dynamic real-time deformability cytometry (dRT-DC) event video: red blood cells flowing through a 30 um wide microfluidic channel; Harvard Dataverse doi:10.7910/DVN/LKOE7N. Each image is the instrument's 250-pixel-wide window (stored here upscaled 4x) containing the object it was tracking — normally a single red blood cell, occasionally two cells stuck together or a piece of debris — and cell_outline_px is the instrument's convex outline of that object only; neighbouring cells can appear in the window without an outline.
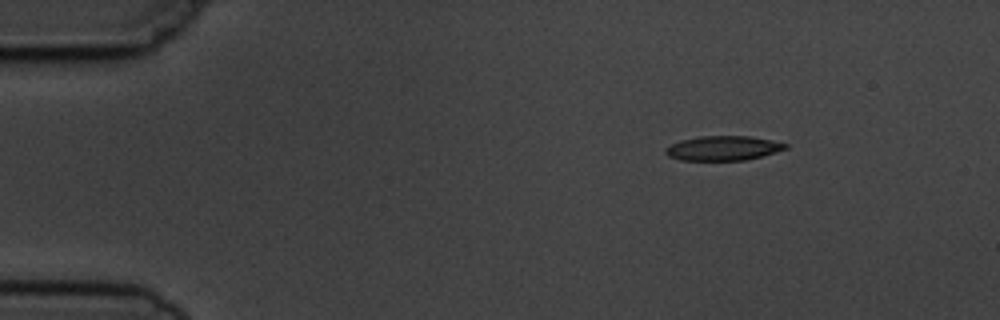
{"species": "common noctule bat (a hibernating species)", "species_latin": "Nyctalus noctula", "temperature_condition": "cold", "stored_images_in_passage": 6, "camera_frame_rate_fps": 3000, "um_per_image_px": 0.085, "animal": {"sex": "male", "body_mass_g": 19.5, "forearm_length_mm": 54.6}, "frame": {"image": 1, "passage_image": 1, "time_ms": 0.0, "image_size_px": [1000, 320], "cell_outline_px": [[788, 148], [760, 156], [744, 160], [680, 160], [668, 156], [664, 152], [664, 148], [680, 140], [700, 136], [748, 136], [772, 140], [788, 144]], "centroid_in_image_um": [61.43, 12.59], "position_along_channel_um": 23.6, "area_um2": 17.05}}
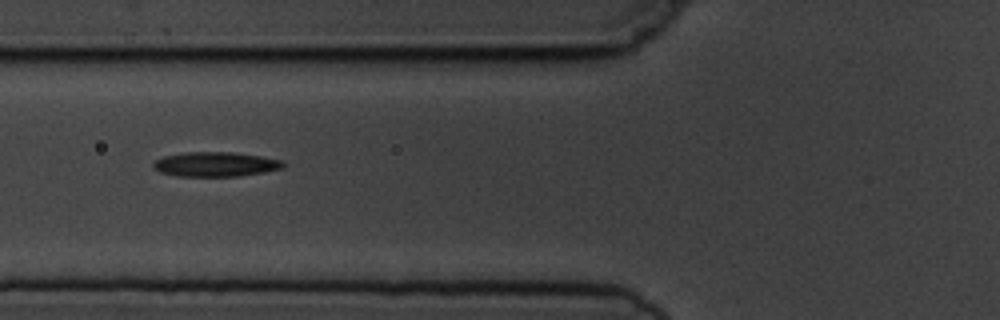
{"frame": {"image": 2, "passage_image": 5, "time_ms": 4.333, "image_size_px": [1000, 320], "cell_outline_px": [[284, 168], [264, 172], [240, 176], [176, 176], [160, 172], [152, 164], [156, 160], [164, 156], [184, 152], [232, 152], [260, 156], [280, 160], [284, 164]], "centroid_in_image_um": [18.31, 13.96], "position_along_channel_um": 107.5, "area_um2": 18.5}}
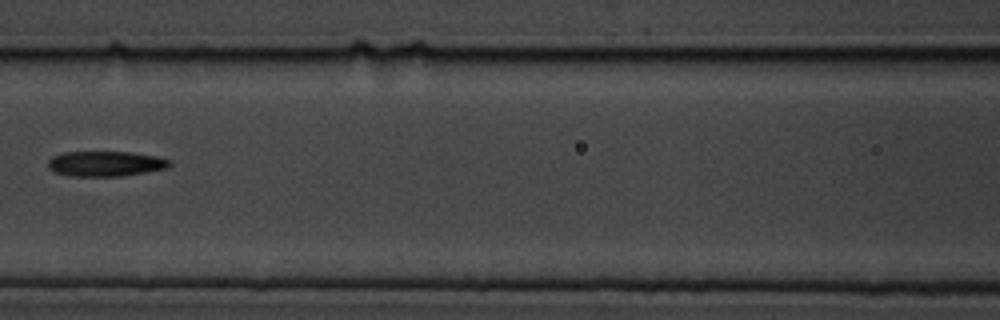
{"frame": {"image": 3, "passage_image": 6, "time_ms": 5.667, "image_size_px": [1000, 320], "cell_outline_px": [[172, 164], [168, 168], [120, 176], [68, 176], [56, 172], [48, 168], [48, 160], [52, 156], [64, 152], [128, 152], [156, 156], [172, 160]], "centroid_in_image_um": [8.97, 13.91], "position_along_channel_um": 157.6, "area_um2": 17.86}}